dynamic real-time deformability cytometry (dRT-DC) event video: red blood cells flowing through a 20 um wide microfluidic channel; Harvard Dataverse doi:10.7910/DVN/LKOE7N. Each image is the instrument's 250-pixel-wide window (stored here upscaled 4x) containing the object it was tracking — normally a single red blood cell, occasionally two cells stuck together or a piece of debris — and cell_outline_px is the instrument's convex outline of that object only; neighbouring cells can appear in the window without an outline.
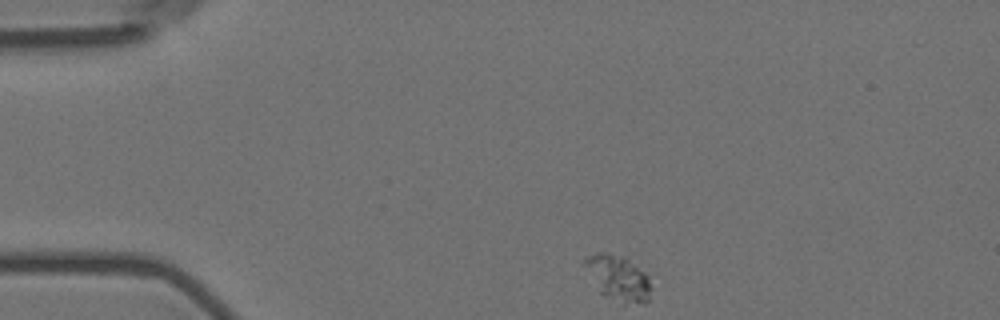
{"species": "Egyptian fruit bat (a non-hibernating species)", "species_latin": "Rousettus aegyptiacus", "temperature_condition": "room temperature", "stored_images_in_passage": 49, "camera_frame_rate_fps": 3000, "um_per_image_px": 0.085, "animal": {"sex": "female"}, "frame": {"image": 1, "passage_image": 1, "time_ms": 0.0, "image_size_px": [1000, 320], "cell_outline_px": [[648, 300], [644, 304], [624, 304], [600, 292], [584, 264], [584, 256], [596, 252], [604, 252], [624, 256], [644, 272], [648, 276]], "centroid_in_image_um": [52.53, 23.6], "position_along_channel_um": 32.5, "area_um2": 17.11}}
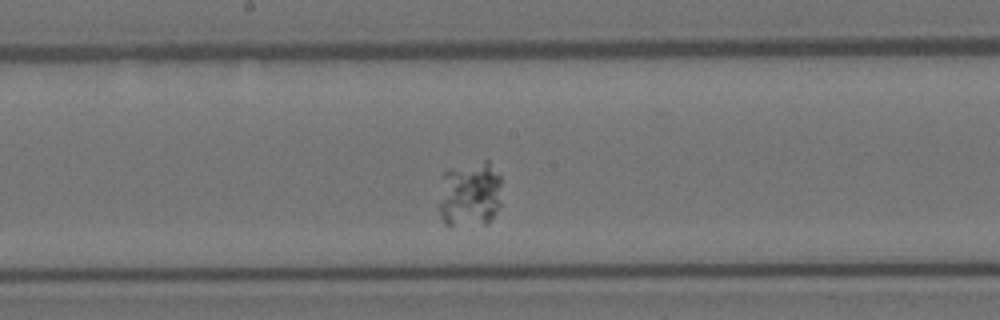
{"frame": {"image": 2, "passage_image": 21, "time_ms": 6.667, "image_size_px": [1000, 320], "cell_outline_px": [[500, 204], [488, 224], [448, 228], [444, 224], [440, 216], [440, 204], [444, 172], [448, 168], [484, 160], [488, 160], [500, 176]], "centroid_in_image_um": [39.94, 16.55], "position_along_channel_um": 208.3, "area_um2": 24.57}}
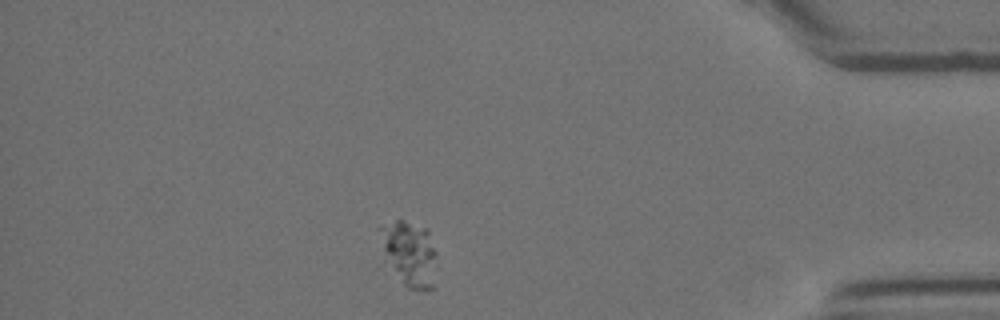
{"frame": {"image": 3, "passage_image": 41, "time_ms": 13.333, "image_size_px": [1000, 320], "cell_outline_px": [[436, 288], [408, 288], [404, 284], [384, 260], [380, 228], [396, 220], [404, 220], [428, 228], [436, 252]], "centroid_in_image_um": [34.86, 21.55], "position_along_channel_um": 400.3, "area_um2": 21.56}}